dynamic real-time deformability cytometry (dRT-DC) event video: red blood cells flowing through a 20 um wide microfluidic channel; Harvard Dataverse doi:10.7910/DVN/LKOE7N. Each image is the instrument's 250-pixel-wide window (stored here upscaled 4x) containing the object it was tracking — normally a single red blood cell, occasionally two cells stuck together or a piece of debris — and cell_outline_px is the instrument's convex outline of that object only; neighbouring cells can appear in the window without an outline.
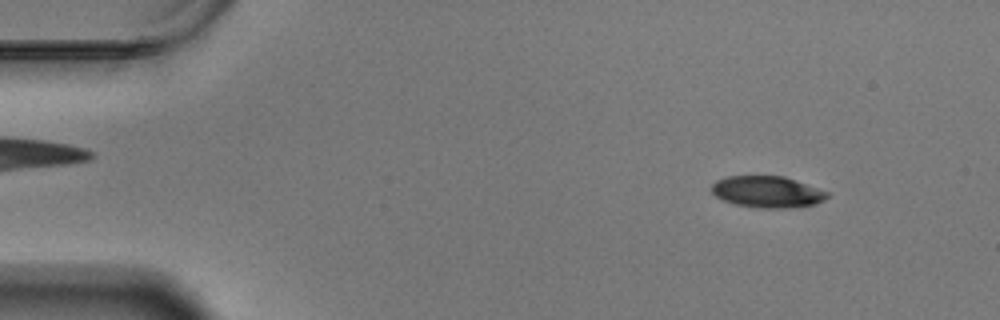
{"species": "Egyptian fruit bat (a non-hibernating species)", "species_latin": "Rousettus aegyptiacus", "temperature_condition": "warm", "stored_images_in_passage": 18, "camera_frame_rate_fps": 3000, "um_per_image_px": 0.085, "animal": {"sex": "male"}, "frame": {"image": 1, "passage_image": 6, "time_ms": 1.667, "image_size_px": [1000, 320], "cell_outline_px": [[828, 196], [824, 200], [812, 204], [780, 208], [760, 208], [736, 204], [724, 200], [716, 196], [712, 192], [712, 184], [716, 180], [728, 176], [784, 176], [828, 192]], "centroid_in_image_um": [65.18, 16.29], "position_along_channel_um": 19.8, "area_um2": 20.81}}
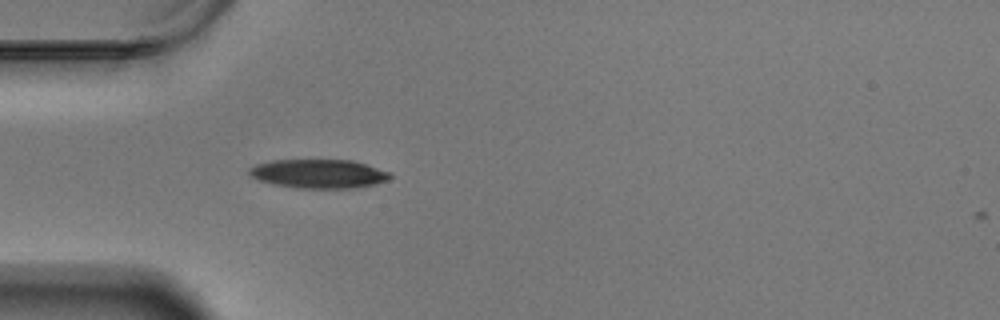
{"frame": {"image": 2, "passage_image": 17, "time_ms": 5.333, "image_size_px": [1000, 320], "cell_outline_px": [[392, 176], [388, 180], [376, 184], [356, 188], [300, 188], [272, 184], [260, 180], [252, 176], [248, 172], [248, 168], [256, 164], [272, 160], [352, 160], [388, 172]], "centroid_in_image_um": [27.07, 14.77], "position_along_channel_um": 57.9, "area_um2": 23.58}}